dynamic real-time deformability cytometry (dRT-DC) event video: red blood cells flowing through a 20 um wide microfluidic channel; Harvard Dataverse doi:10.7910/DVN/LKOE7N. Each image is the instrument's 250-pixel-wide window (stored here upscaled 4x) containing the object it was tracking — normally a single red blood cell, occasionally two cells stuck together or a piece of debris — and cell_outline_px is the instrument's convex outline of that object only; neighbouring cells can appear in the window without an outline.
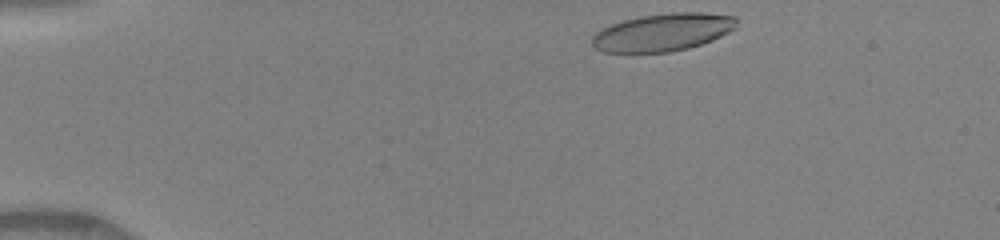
{"species": "human", "species_latin": "Homo sapiens", "temperature_condition": "warm", "stored_images_in_passage": 41, "camera_frame_rate_fps": 3000, "um_per_image_px": 0.085, "donor": {"sex": "female"}, "frame": {"image": 1, "passage_image": 1, "time_ms": 0.0, "image_size_px": [1000, 240], "cell_outline_px": [[736, 28], [712, 40], [688, 48], [668, 52], [604, 52], [596, 48], [592, 44], [592, 36], [596, 32], [612, 24], [624, 20], [640, 16], [672, 12], [704, 12], [736, 16]], "centroid_in_image_um": [56.35, 2.73], "position_along_channel_um": 28.6, "area_um2": 31.56}}
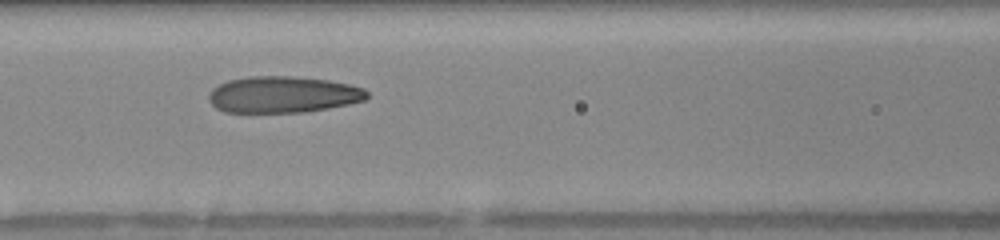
{"frame": {"image": 2, "passage_image": 15, "time_ms": 4.667, "image_size_px": [1000, 240], "cell_outline_px": [[368, 96], [364, 100], [348, 104], [328, 108], [304, 112], [224, 112], [216, 108], [208, 100], [208, 96], [212, 88], [228, 80], [248, 76], [292, 76], [328, 80], [348, 84], [364, 88], [368, 92]], "centroid_in_image_um": [24.03, 8.03], "position_along_channel_um": 142.6, "area_um2": 33.64}}
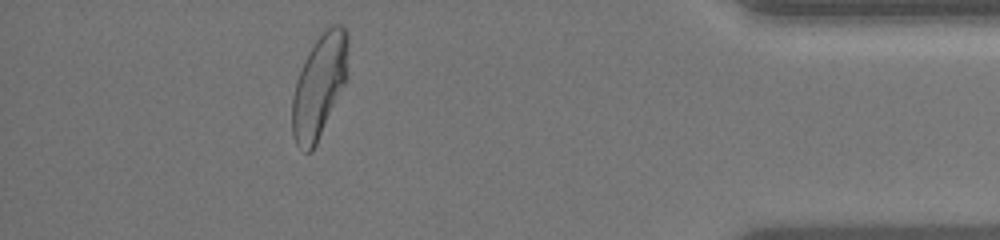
{"frame": {"image": 3, "passage_image": 37, "time_ms": 12.0, "image_size_px": [1000, 240], "cell_outline_px": [[348, 44], [344, 84], [316, 144], [312, 152], [304, 152], [296, 144], [292, 132], [292, 96], [296, 80], [304, 60], [316, 40], [332, 24], [344, 24], [348, 36]], "centroid_in_image_um": [27.11, 7.32], "position_along_channel_um": 408.1, "area_um2": 32.95}, "authors_computed_cell_mechanics": {"area_um2": 33.6396, "velocity_mm_per_s": 4.1463, "shape_relaxation_time_tau1_ms": 4.1361, "shape_relaxation_time_tau2_ms": 0.948, "deformation_change_tau1": 0.2021, "deformation_change_tau2": 0.0846}}